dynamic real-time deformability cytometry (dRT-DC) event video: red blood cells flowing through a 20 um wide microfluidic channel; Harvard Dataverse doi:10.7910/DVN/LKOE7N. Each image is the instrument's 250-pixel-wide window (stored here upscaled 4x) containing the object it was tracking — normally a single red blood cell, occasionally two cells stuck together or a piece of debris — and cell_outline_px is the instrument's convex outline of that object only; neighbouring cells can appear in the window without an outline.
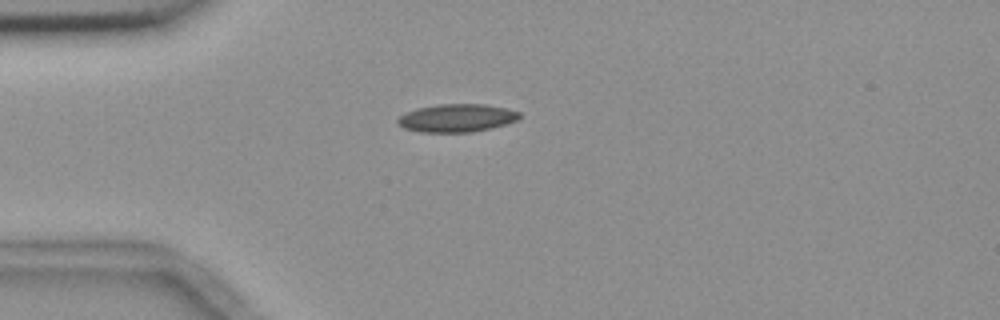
{"species": "common noctule bat (a hibernating species)", "species_latin": "Nyctalus noctula", "temperature_condition": "room temperature", "stored_images_in_passage": 8, "camera_frame_rate_fps": 3000, "um_per_image_px": 0.085, "animal": {"sex": "female", "body_mass_g": 18.4}, "frame": {"image": 1, "passage_image": 2, "time_ms": 1.333, "image_size_px": [1000, 320], "cell_outline_px": [[520, 116], [516, 120], [508, 124], [472, 132], [420, 132], [404, 128], [396, 124], [396, 120], [400, 116], [416, 108], [440, 104], [484, 104], [508, 108], [520, 112]], "centroid_in_image_um": [38.83, 10.03], "position_along_channel_um": 46.2, "area_um2": 19.94}}
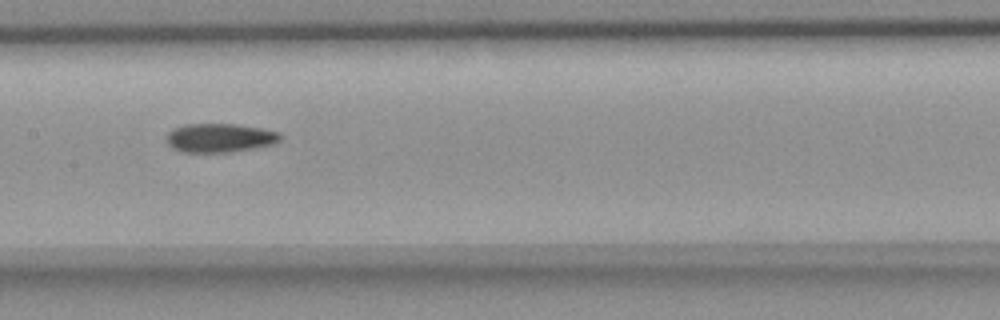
{"frame": {"image": 2, "passage_image": 6, "time_ms": 5.667, "image_size_px": [1000, 320], "cell_outline_px": [[280, 140], [272, 144], [252, 148], [224, 152], [184, 152], [172, 148], [168, 144], [168, 132], [172, 128], [184, 124], [236, 124], [260, 128], [276, 132], [280, 136]], "centroid_in_image_um": [18.62, 11.71], "position_along_channel_um": 188.8, "area_um2": 18.79}}
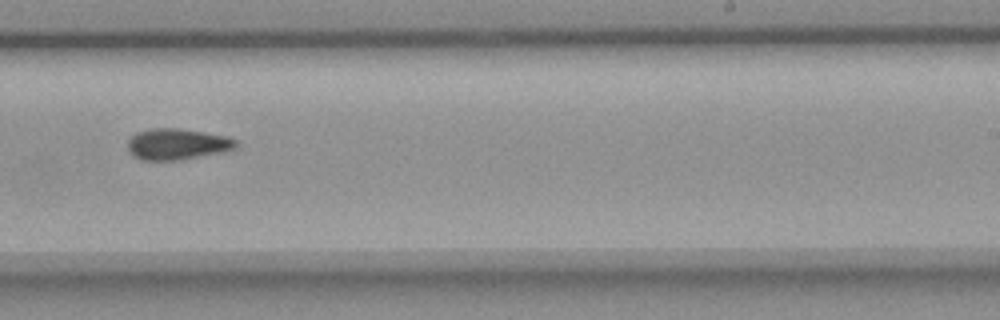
{"frame": {"image": 3, "passage_image": 8, "time_ms": 8.0, "image_size_px": [1000, 320], "cell_outline_px": [[236, 148], [220, 152], [180, 160], [140, 160], [132, 156], [128, 152], [128, 140], [136, 132], [152, 128], [180, 128], [228, 136], [236, 140]], "centroid_in_image_um": [15.01, 12.25], "position_along_channel_um": 274.0, "area_um2": 19.71}}